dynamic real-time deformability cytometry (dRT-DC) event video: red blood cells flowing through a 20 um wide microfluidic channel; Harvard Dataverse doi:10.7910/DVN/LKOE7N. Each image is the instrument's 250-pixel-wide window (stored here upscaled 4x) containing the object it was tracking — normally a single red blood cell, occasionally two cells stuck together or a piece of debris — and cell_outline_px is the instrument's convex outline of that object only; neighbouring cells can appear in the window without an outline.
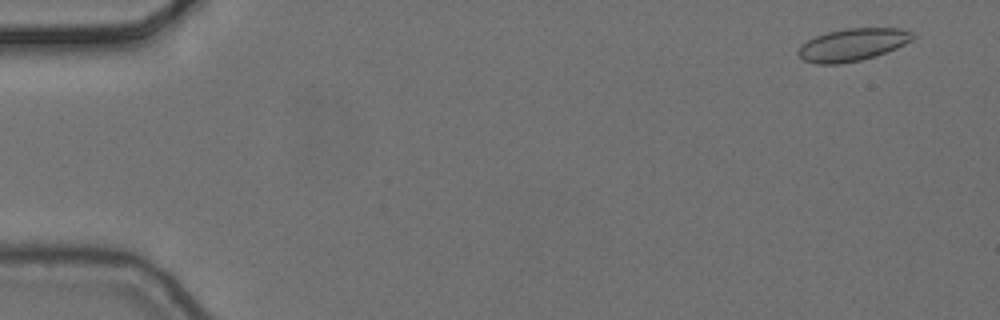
{"species": "common noctule bat (a hibernating species)", "species_latin": "Nyctalus noctula", "temperature_condition": "cold", "stored_images_in_passage": 8, "camera_frame_rate_fps": 3000, "um_per_image_px": 0.085, "animal": {"sex": "female", "body_mass_g": 24.6, "forearm_length_mm": 56.2}, "frame": {"image": 1, "passage_image": 1, "time_ms": 0.0, "image_size_px": [1000, 320], "cell_outline_px": [[916, 36], [912, 40], [896, 48], [876, 56], [860, 60], [840, 64], [816, 64], [804, 60], [796, 52], [808, 40], [816, 36], [828, 32], [844, 28], [900, 28], [912, 32]], "centroid_in_image_um": [72.49, 3.8], "position_along_channel_um": 12.5, "area_um2": 21.56}}
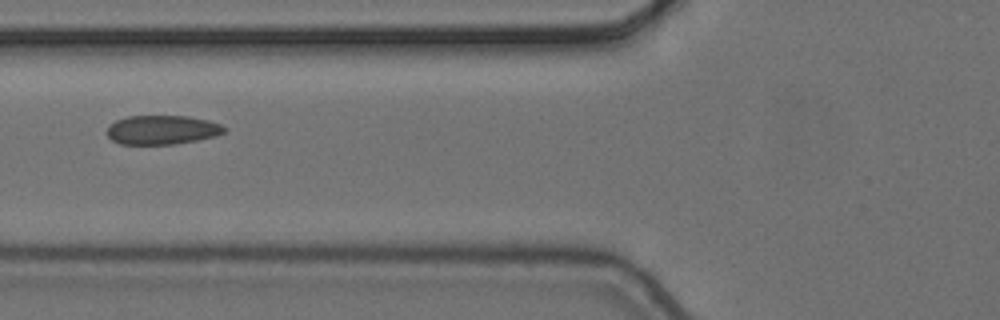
{"frame": {"image": 2, "passage_image": 6, "time_ms": 1.667, "image_size_px": [1000, 320], "cell_outline_px": [[228, 132], [216, 136], [196, 140], [172, 144], [120, 144], [112, 140], [108, 136], [108, 128], [116, 120], [128, 116], [188, 116], [208, 120], [220, 124], [228, 128]], "centroid_in_image_um": [13.84, 11.03], "position_along_channel_um": 112.0, "area_um2": 19.88}}
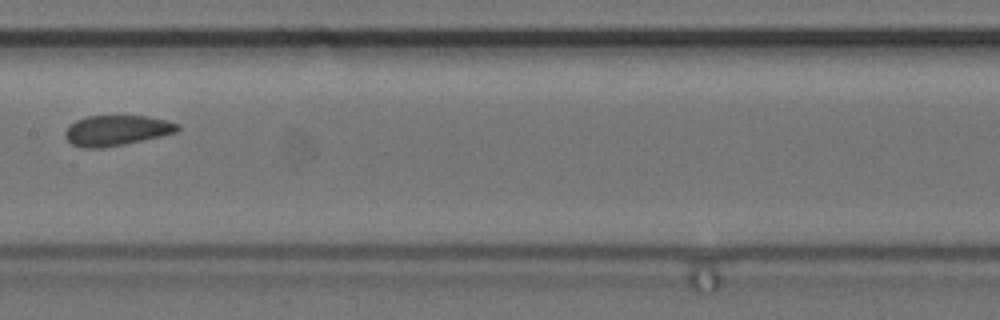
{"frame": {"image": 3, "passage_image": 8, "time_ms": 2.333, "image_size_px": [1000, 320], "cell_outline_px": [[180, 128], [176, 132], [160, 136], [124, 144], [100, 148], [80, 148], [72, 144], [64, 136], [64, 132], [76, 120], [88, 116], [148, 116], [168, 120], [180, 124]], "centroid_in_image_um": [9.92, 11.08], "position_along_channel_um": 197.5, "area_um2": 19.83}}